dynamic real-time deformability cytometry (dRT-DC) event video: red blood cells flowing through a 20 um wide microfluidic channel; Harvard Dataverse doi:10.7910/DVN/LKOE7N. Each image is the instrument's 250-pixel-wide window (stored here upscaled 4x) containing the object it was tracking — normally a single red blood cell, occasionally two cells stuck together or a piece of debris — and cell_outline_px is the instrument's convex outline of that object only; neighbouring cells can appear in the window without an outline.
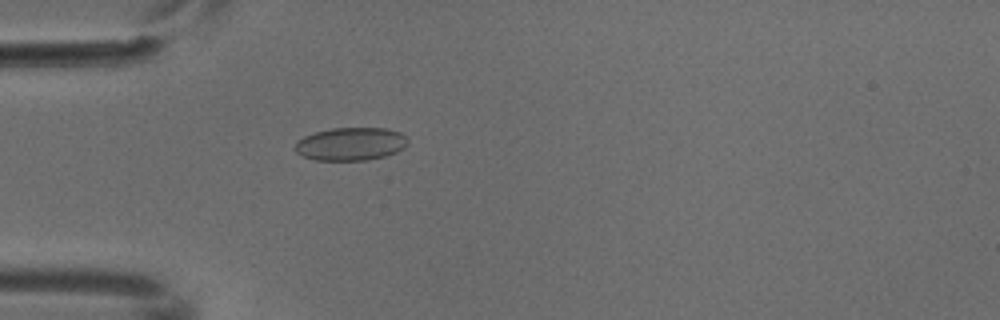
{"species": "common noctule bat (a hibernating species)", "species_latin": "Nyctalus noctula", "temperature_condition": "cold", "stored_images_in_passage": 4, "camera_frame_rate_fps": 3000, "um_per_image_px": 0.085, "animal": {"sex": "male", "body_mass_g": 18.8}, "frame": {"image": 1, "passage_image": 4, "time_ms": 1.0, "image_size_px": [1000, 320], "cell_outline_px": [[408, 144], [404, 148], [396, 152], [384, 156], [368, 160], [316, 160], [304, 156], [296, 152], [292, 148], [296, 140], [304, 136], [316, 132], [332, 128], [384, 128], [400, 132], [408, 140]], "centroid_in_image_um": [29.78, 12.23], "position_along_channel_um": 55.2, "area_um2": 21.79}}